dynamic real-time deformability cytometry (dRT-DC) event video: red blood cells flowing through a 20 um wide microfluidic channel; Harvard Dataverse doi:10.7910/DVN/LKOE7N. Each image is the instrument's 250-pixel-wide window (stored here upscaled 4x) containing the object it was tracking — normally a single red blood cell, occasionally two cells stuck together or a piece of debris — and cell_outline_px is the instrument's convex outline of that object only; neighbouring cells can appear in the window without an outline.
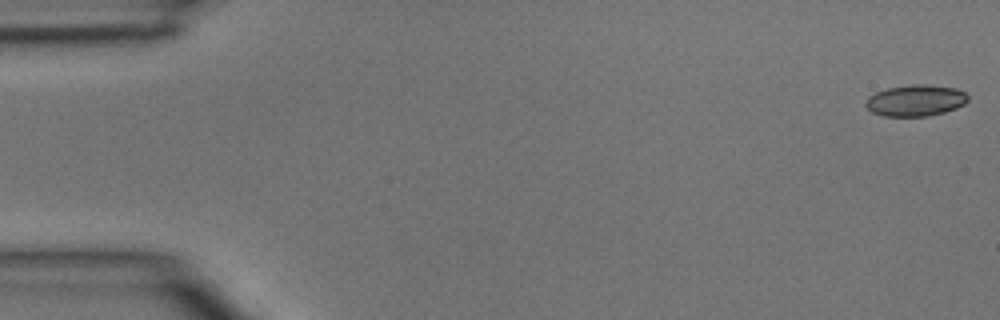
{"species": "common noctule bat (a hibernating species)", "species_latin": "Nyctalus noctula", "temperature_condition": "room temperature", "stored_images_in_passage": 47, "camera_frame_rate_fps": 3000, "um_per_image_px": 0.085, "animal": {"sex": "male", "body_mass_g": 15.6}, "frame": {"image": 1, "passage_image": 1, "time_ms": 0.0, "image_size_px": [1000, 320], "cell_outline_px": [[968, 100], [964, 104], [956, 108], [944, 112], [928, 116], [884, 116], [872, 112], [864, 104], [868, 96], [876, 92], [888, 88], [912, 84], [928, 84], [956, 88], [964, 92], [968, 96]], "centroid_in_image_um": [77.82, 8.53], "position_along_channel_um": 7.2, "area_um2": 18.73}}
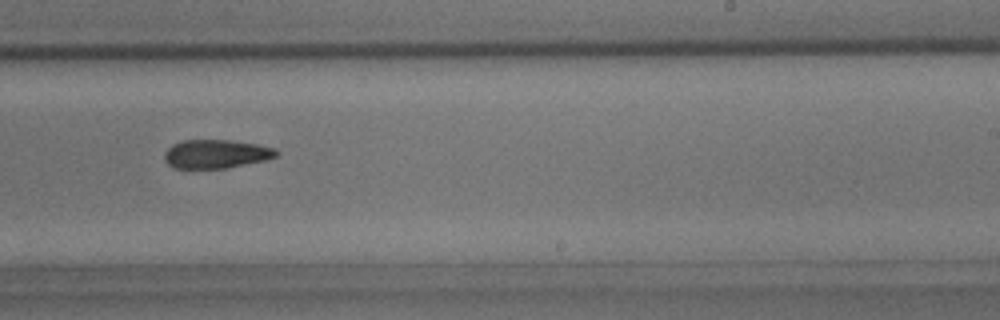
{"frame": {"image": 2, "passage_image": 29, "time_ms": 9.333, "image_size_px": [1000, 320], "cell_outline_px": [[280, 152], [276, 156], [268, 160], [228, 168], [172, 168], [164, 160], [164, 152], [172, 144], [184, 140], [228, 140], [256, 144], [276, 148]], "centroid_in_image_um": [18.38, 13.09], "position_along_channel_um": 270.6, "area_um2": 18.9}}
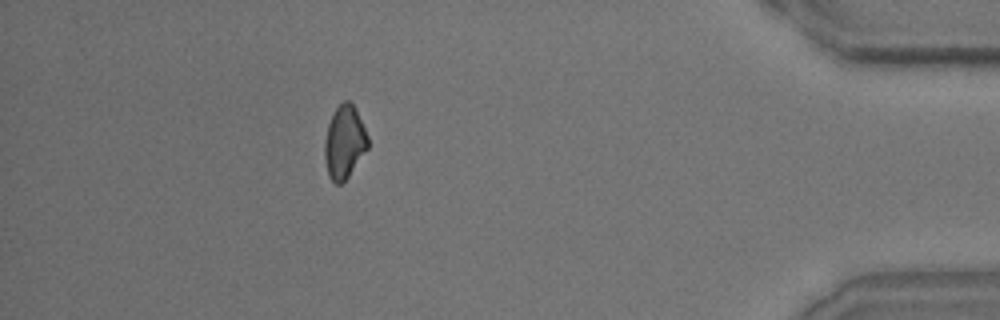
{"frame": {"image": 3, "passage_image": 42, "time_ms": 13.667, "image_size_px": [1000, 320], "cell_outline_px": [[368, 148], [348, 176], [340, 184], [336, 184], [328, 176], [324, 156], [324, 140], [328, 124], [336, 108], [344, 100], [348, 100], [356, 108], [368, 136]], "centroid_in_image_um": [29.26, 12.07], "position_along_channel_um": 405.9, "area_um2": 18.32}}